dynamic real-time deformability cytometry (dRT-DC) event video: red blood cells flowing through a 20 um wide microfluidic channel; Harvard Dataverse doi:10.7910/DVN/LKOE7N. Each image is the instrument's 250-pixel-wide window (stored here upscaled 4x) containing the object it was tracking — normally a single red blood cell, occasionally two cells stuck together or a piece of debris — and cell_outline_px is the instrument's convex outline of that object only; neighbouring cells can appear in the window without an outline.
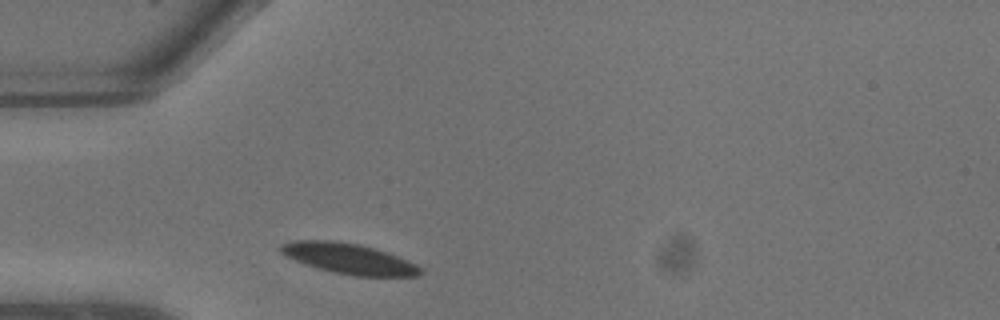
{"species": "common noctule bat (a hibernating species)", "species_latin": "Nyctalus noctula", "temperature_condition": "warm", "stored_images_in_passage": 4, "camera_frame_rate_fps": 3000, "um_per_image_px": 0.085, "animal": {"sex": "male", "body_mass_g": 13.3}, "frame": {"image": 1, "passage_image": 1, "time_ms": 0.0, "image_size_px": [1000, 320], "cell_outline_px": [[424, 272], [416, 276], [352, 276], [332, 272], [304, 264], [280, 252], [280, 244], [292, 240], [336, 240], [360, 244], [376, 248], [388, 252], [408, 260], [424, 268]], "centroid_in_image_um": [29.69, 21.98], "position_along_channel_um": 55.3, "area_um2": 25.14}}
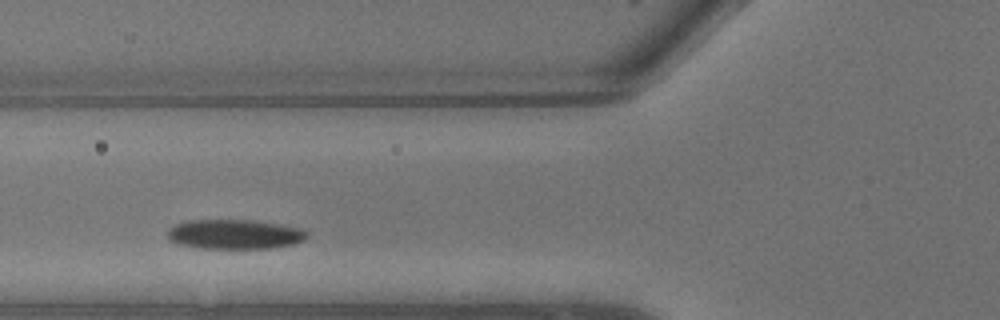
{"frame": {"image": 2, "passage_image": 3, "time_ms": 0.667, "image_size_px": [1000, 320], "cell_outline_px": [[308, 236], [304, 240], [296, 244], [272, 248], [200, 248], [176, 244], [168, 240], [168, 228], [176, 224], [188, 220], [252, 220], [280, 224], [304, 228], [308, 232]], "centroid_in_image_um": [19.97, 19.91], "position_along_channel_um": 105.8, "area_um2": 24.39}}